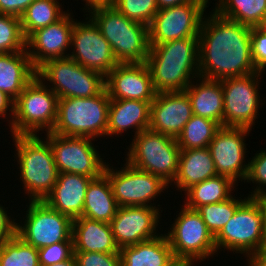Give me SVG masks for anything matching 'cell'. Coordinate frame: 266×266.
Segmentation results:
<instances>
[{
  "label": "cell",
  "instance_id": "39",
  "mask_svg": "<svg viewBox=\"0 0 266 266\" xmlns=\"http://www.w3.org/2000/svg\"><path fill=\"white\" fill-rule=\"evenodd\" d=\"M40 266L66 261L74 255L73 241L57 242L38 249Z\"/></svg>",
  "mask_w": 266,
  "mask_h": 266
},
{
  "label": "cell",
  "instance_id": "16",
  "mask_svg": "<svg viewBox=\"0 0 266 266\" xmlns=\"http://www.w3.org/2000/svg\"><path fill=\"white\" fill-rule=\"evenodd\" d=\"M87 22H74L71 35L73 52L68 57L86 69L94 70L106 77L117 65L110 44L99 27L89 17Z\"/></svg>",
  "mask_w": 266,
  "mask_h": 266
},
{
  "label": "cell",
  "instance_id": "12",
  "mask_svg": "<svg viewBox=\"0 0 266 266\" xmlns=\"http://www.w3.org/2000/svg\"><path fill=\"white\" fill-rule=\"evenodd\" d=\"M45 140L51 147L59 173H74L97 178L104 173L106 162L88 137L64 136L52 132Z\"/></svg>",
  "mask_w": 266,
  "mask_h": 266
},
{
  "label": "cell",
  "instance_id": "37",
  "mask_svg": "<svg viewBox=\"0 0 266 266\" xmlns=\"http://www.w3.org/2000/svg\"><path fill=\"white\" fill-rule=\"evenodd\" d=\"M112 6L128 19L148 27L159 11L156 0H115Z\"/></svg>",
  "mask_w": 266,
  "mask_h": 266
},
{
  "label": "cell",
  "instance_id": "3",
  "mask_svg": "<svg viewBox=\"0 0 266 266\" xmlns=\"http://www.w3.org/2000/svg\"><path fill=\"white\" fill-rule=\"evenodd\" d=\"M88 10V17L110 44L118 64L146 63L150 50L148 26L128 19L112 5Z\"/></svg>",
  "mask_w": 266,
  "mask_h": 266
},
{
  "label": "cell",
  "instance_id": "15",
  "mask_svg": "<svg viewBox=\"0 0 266 266\" xmlns=\"http://www.w3.org/2000/svg\"><path fill=\"white\" fill-rule=\"evenodd\" d=\"M209 0L160 9L149 26V44L199 37L203 15Z\"/></svg>",
  "mask_w": 266,
  "mask_h": 266
},
{
  "label": "cell",
  "instance_id": "31",
  "mask_svg": "<svg viewBox=\"0 0 266 266\" xmlns=\"http://www.w3.org/2000/svg\"><path fill=\"white\" fill-rule=\"evenodd\" d=\"M213 9L218 15L250 27L262 26L266 0H219Z\"/></svg>",
  "mask_w": 266,
  "mask_h": 266
},
{
  "label": "cell",
  "instance_id": "11",
  "mask_svg": "<svg viewBox=\"0 0 266 266\" xmlns=\"http://www.w3.org/2000/svg\"><path fill=\"white\" fill-rule=\"evenodd\" d=\"M24 225L16 223L15 234L24 242L40 249L57 242L73 241L72 219L45 201H30Z\"/></svg>",
  "mask_w": 266,
  "mask_h": 266
},
{
  "label": "cell",
  "instance_id": "42",
  "mask_svg": "<svg viewBox=\"0 0 266 266\" xmlns=\"http://www.w3.org/2000/svg\"><path fill=\"white\" fill-rule=\"evenodd\" d=\"M35 0H0V14L21 18Z\"/></svg>",
  "mask_w": 266,
  "mask_h": 266
},
{
  "label": "cell",
  "instance_id": "36",
  "mask_svg": "<svg viewBox=\"0 0 266 266\" xmlns=\"http://www.w3.org/2000/svg\"><path fill=\"white\" fill-rule=\"evenodd\" d=\"M26 50V39L21 29V19L0 14V54Z\"/></svg>",
  "mask_w": 266,
  "mask_h": 266
},
{
  "label": "cell",
  "instance_id": "6",
  "mask_svg": "<svg viewBox=\"0 0 266 266\" xmlns=\"http://www.w3.org/2000/svg\"><path fill=\"white\" fill-rule=\"evenodd\" d=\"M37 76L14 100V116L9 126L11 136L51 132L57 118L59 97Z\"/></svg>",
  "mask_w": 266,
  "mask_h": 266
},
{
  "label": "cell",
  "instance_id": "38",
  "mask_svg": "<svg viewBox=\"0 0 266 266\" xmlns=\"http://www.w3.org/2000/svg\"><path fill=\"white\" fill-rule=\"evenodd\" d=\"M248 173L245 181L257 184V187L248 197L258 198L266 195V150L256 153L252 160L248 161ZM259 185V186H258ZM262 186V187H261Z\"/></svg>",
  "mask_w": 266,
  "mask_h": 266
},
{
  "label": "cell",
  "instance_id": "45",
  "mask_svg": "<svg viewBox=\"0 0 266 266\" xmlns=\"http://www.w3.org/2000/svg\"><path fill=\"white\" fill-rule=\"evenodd\" d=\"M199 0H156L158 9H163L167 7H173L176 5H181L185 3H197Z\"/></svg>",
  "mask_w": 266,
  "mask_h": 266
},
{
  "label": "cell",
  "instance_id": "2",
  "mask_svg": "<svg viewBox=\"0 0 266 266\" xmlns=\"http://www.w3.org/2000/svg\"><path fill=\"white\" fill-rule=\"evenodd\" d=\"M146 64L156 93L185 91L199 77V37L150 45Z\"/></svg>",
  "mask_w": 266,
  "mask_h": 266
},
{
  "label": "cell",
  "instance_id": "10",
  "mask_svg": "<svg viewBox=\"0 0 266 266\" xmlns=\"http://www.w3.org/2000/svg\"><path fill=\"white\" fill-rule=\"evenodd\" d=\"M37 77L49 81L48 87L59 98H89L105 88V77L86 69L70 57L51 59L37 69Z\"/></svg>",
  "mask_w": 266,
  "mask_h": 266
},
{
  "label": "cell",
  "instance_id": "14",
  "mask_svg": "<svg viewBox=\"0 0 266 266\" xmlns=\"http://www.w3.org/2000/svg\"><path fill=\"white\" fill-rule=\"evenodd\" d=\"M112 167V168H111ZM107 163L104 174L107 176L113 195L119 207L123 206H154L156 196L163 190L168 189L169 185L160 177L132 167L127 162L121 169H113ZM159 194V195H158ZM151 203V204H150Z\"/></svg>",
  "mask_w": 266,
  "mask_h": 266
},
{
  "label": "cell",
  "instance_id": "51",
  "mask_svg": "<svg viewBox=\"0 0 266 266\" xmlns=\"http://www.w3.org/2000/svg\"><path fill=\"white\" fill-rule=\"evenodd\" d=\"M83 1H85V2H86V5H85V6H86V9H85V10H87V0H83Z\"/></svg>",
  "mask_w": 266,
  "mask_h": 266
},
{
  "label": "cell",
  "instance_id": "43",
  "mask_svg": "<svg viewBox=\"0 0 266 266\" xmlns=\"http://www.w3.org/2000/svg\"><path fill=\"white\" fill-rule=\"evenodd\" d=\"M0 205V242L7 240L15 234V219L8 216L7 210Z\"/></svg>",
  "mask_w": 266,
  "mask_h": 266
},
{
  "label": "cell",
  "instance_id": "49",
  "mask_svg": "<svg viewBox=\"0 0 266 266\" xmlns=\"http://www.w3.org/2000/svg\"><path fill=\"white\" fill-rule=\"evenodd\" d=\"M50 266H77V262L73 255L70 259H67L66 261L54 263Z\"/></svg>",
  "mask_w": 266,
  "mask_h": 266
},
{
  "label": "cell",
  "instance_id": "47",
  "mask_svg": "<svg viewBox=\"0 0 266 266\" xmlns=\"http://www.w3.org/2000/svg\"><path fill=\"white\" fill-rule=\"evenodd\" d=\"M264 214V251H266V195L258 197Z\"/></svg>",
  "mask_w": 266,
  "mask_h": 266
},
{
  "label": "cell",
  "instance_id": "23",
  "mask_svg": "<svg viewBox=\"0 0 266 266\" xmlns=\"http://www.w3.org/2000/svg\"><path fill=\"white\" fill-rule=\"evenodd\" d=\"M151 103L142 100L111 99L108 111L107 135H121L134 128V136L149 129Z\"/></svg>",
  "mask_w": 266,
  "mask_h": 266
},
{
  "label": "cell",
  "instance_id": "46",
  "mask_svg": "<svg viewBox=\"0 0 266 266\" xmlns=\"http://www.w3.org/2000/svg\"><path fill=\"white\" fill-rule=\"evenodd\" d=\"M248 266H266V251L260 254L248 257Z\"/></svg>",
  "mask_w": 266,
  "mask_h": 266
},
{
  "label": "cell",
  "instance_id": "1",
  "mask_svg": "<svg viewBox=\"0 0 266 266\" xmlns=\"http://www.w3.org/2000/svg\"><path fill=\"white\" fill-rule=\"evenodd\" d=\"M212 12L204 15L199 31V77L223 80L255 73L251 27Z\"/></svg>",
  "mask_w": 266,
  "mask_h": 266
},
{
  "label": "cell",
  "instance_id": "9",
  "mask_svg": "<svg viewBox=\"0 0 266 266\" xmlns=\"http://www.w3.org/2000/svg\"><path fill=\"white\" fill-rule=\"evenodd\" d=\"M178 217L165 233L175 259L182 266H193L217 252L215 237L208 230L200 214L191 208L180 209ZM202 260V261H201Z\"/></svg>",
  "mask_w": 266,
  "mask_h": 266
},
{
  "label": "cell",
  "instance_id": "22",
  "mask_svg": "<svg viewBox=\"0 0 266 266\" xmlns=\"http://www.w3.org/2000/svg\"><path fill=\"white\" fill-rule=\"evenodd\" d=\"M93 178L74 173H59L45 202L72 220L82 216L87 187Z\"/></svg>",
  "mask_w": 266,
  "mask_h": 266
},
{
  "label": "cell",
  "instance_id": "30",
  "mask_svg": "<svg viewBox=\"0 0 266 266\" xmlns=\"http://www.w3.org/2000/svg\"><path fill=\"white\" fill-rule=\"evenodd\" d=\"M235 182L226 176L217 175L197 183L185 191L186 207L196 210L202 205L223 202L230 198Z\"/></svg>",
  "mask_w": 266,
  "mask_h": 266
},
{
  "label": "cell",
  "instance_id": "13",
  "mask_svg": "<svg viewBox=\"0 0 266 266\" xmlns=\"http://www.w3.org/2000/svg\"><path fill=\"white\" fill-rule=\"evenodd\" d=\"M260 75L262 73L255 72L221 80L224 97L223 127H245L252 130L259 104L264 105L260 103L262 100L258 92Z\"/></svg>",
  "mask_w": 266,
  "mask_h": 266
},
{
  "label": "cell",
  "instance_id": "19",
  "mask_svg": "<svg viewBox=\"0 0 266 266\" xmlns=\"http://www.w3.org/2000/svg\"><path fill=\"white\" fill-rule=\"evenodd\" d=\"M70 14L68 12L57 22L34 31L26 39V50L36 70L48 60L68 57L69 54L65 53L71 46L75 22Z\"/></svg>",
  "mask_w": 266,
  "mask_h": 266
},
{
  "label": "cell",
  "instance_id": "44",
  "mask_svg": "<svg viewBox=\"0 0 266 266\" xmlns=\"http://www.w3.org/2000/svg\"><path fill=\"white\" fill-rule=\"evenodd\" d=\"M11 113L10 116H14V100L10 98L5 92L0 90V117L6 118L7 111Z\"/></svg>",
  "mask_w": 266,
  "mask_h": 266
},
{
  "label": "cell",
  "instance_id": "27",
  "mask_svg": "<svg viewBox=\"0 0 266 266\" xmlns=\"http://www.w3.org/2000/svg\"><path fill=\"white\" fill-rule=\"evenodd\" d=\"M185 92L191 101L193 115L213 120L223 126L224 97L221 80L198 77Z\"/></svg>",
  "mask_w": 266,
  "mask_h": 266
},
{
  "label": "cell",
  "instance_id": "28",
  "mask_svg": "<svg viewBox=\"0 0 266 266\" xmlns=\"http://www.w3.org/2000/svg\"><path fill=\"white\" fill-rule=\"evenodd\" d=\"M217 175L215 163L208 147L181 150L178 173L173 182L182 192Z\"/></svg>",
  "mask_w": 266,
  "mask_h": 266
},
{
  "label": "cell",
  "instance_id": "8",
  "mask_svg": "<svg viewBox=\"0 0 266 266\" xmlns=\"http://www.w3.org/2000/svg\"><path fill=\"white\" fill-rule=\"evenodd\" d=\"M216 250L229 249L247 258L264 251V214L258 198L247 197L215 236Z\"/></svg>",
  "mask_w": 266,
  "mask_h": 266
},
{
  "label": "cell",
  "instance_id": "20",
  "mask_svg": "<svg viewBox=\"0 0 266 266\" xmlns=\"http://www.w3.org/2000/svg\"><path fill=\"white\" fill-rule=\"evenodd\" d=\"M105 88L110 99L152 102L157 94L146 63L118 64L105 77Z\"/></svg>",
  "mask_w": 266,
  "mask_h": 266
},
{
  "label": "cell",
  "instance_id": "4",
  "mask_svg": "<svg viewBox=\"0 0 266 266\" xmlns=\"http://www.w3.org/2000/svg\"><path fill=\"white\" fill-rule=\"evenodd\" d=\"M13 141L25 194L30 201H44L59 174L49 142L37 135H15Z\"/></svg>",
  "mask_w": 266,
  "mask_h": 266
},
{
  "label": "cell",
  "instance_id": "50",
  "mask_svg": "<svg viewBox=\"0 0 266 266\" xmlns=\"http://www.w3.org/2000/svg\"><path fill=\"white\" fill-rule=\"evenodd\" d=\"M261 27H263L266 30V19Z\"/></svg>",
  "mask_w": 266,
  "mask_h": 266
},
{
  "label": "cell",
  "instance_id": "7",
  "mask_svg": "<svg viewBox=\"0 0 266 266\" xmlns=\"http://www.w3.org/2000/svg\"><path fill=\"white\" fill-rule=\"evenodd\" d=\"M132 140L127 152L128 158H125L127 163L173 185L181 153L176 138L146 129Z\"/></svg>",
  "mask_w": 266,
  "mask_h": 266
},
{
  "label": "cell",
  "instance_id": "48",
  "mask_svg": "<svg viewBox=\"0 0 266 266\" xmlns=\"http://www.w3.org/2000/svg\"><path fill=\"white\" fill-rule=\"evenodd\" d=\"M115 0H87V11L91 7L100 5H112Z\"/></svg>",
  "mask_w": 266,
  "mask_h": 266
},
{
  "label": "cell",
  "instance_id": "40",
  "mask_svg": "<svg viewBox=\"0 0 266 266\" xmlns=\"http://www.w3.org/2000/svg\"><path fill=\"white\" fill-rule=\"evenodd\" d=\"M77 266H122L120 253L74 251Z\"/></svg>",
  "mask_w": 266,
  "mask_h": 266
},
{
  "label": "cell",
  "instance_id": "32",
  "mask_svg": "<svg viewBox=\"0 0 266 266\" xmlns=\"http://www.w3.org/2000/svg\"><path fill=\"white\" fill-rule=\"evenodd\" d=\"M61 6L57 0H35L29 5L20 18L25 39L34 31L60 20L67 13Z\"/></svg>",
  "mask_w": 266,
  "mask_h": 266
},
{
  "label": "cell",
  "instance_id": "29",
  "mask_svg": "<svg viewBox=\"0 0 266 266\" xmlns=\"http://www.w3.org/2000/svg\"><path fill=\"white\" fill-rule=\"evenodd\" d=\"M118 208L107 176L103 173L101 176L92 179L86 190L82 216L110 223Z\"/></svg>",
  "mask_w": 266,
  "mask_h": 266
},
{
  "label": "cell",
  "instance_id": "25",
  "mask_svg": "<svg viewBox=\"0 0 266 266\" xmlns=\"http://www.w3.org/2000/svg\"><path fill=\"white\" fill-rule=\"evenodd\" d=\"M122 266H182L174 257L165 234L119 250Z\"/></svg>",
  "mask_w": 266,
  "mask_h": 266
},
{
  "label": "cell",
  "instance_id": "35",
  "mask_svg": "<svg viewBox=\"0 0 266 266\" xmlns=\"http://www.w3.org/2000/svg\"><path fill=\"white\" fill-rule=\"evenodd\" d=\"M234 198L231 196L223 202L202 205L196 209L214 237L235 214L237 208L247 199L246 197L244 200L241 197H239L240 199Z\"/></svg>",
  "mask_w": 266,
  "mask_h": 266
},
{
  "label": "cell",
  "instance_id": "34",
  "mask_svg": "<svg viewBox=\"0 0 266 266\" xmlns=\"http://www.w3.org/2000/svg\"><path fill=\"white\" fill-rule=\"evenodd\" d=\"M0 266H40L38 249L14 234L0 242Z\"/></svg>",
  "mask_w": 266,
  "mask_h": 266
},
{
  "label": "cell",
  "instance_id": "5",
  "mask_svg": "<svg viewBox=\"0 0 266 266\" xmlns=\"http://www.w3.org/2000/svg\"><path fill=\"white\" fill-rule=\"evenodd\" d=\"M110 98L106 88L89 98H59L57 118L52 133L64 136H107Z\"/></svg>",
  "mask_w": 266,
  "mask_h": 266
},
{
  "label": "cell",
  "instance_id": "18",
  "mask_svg": "<svg viewBox=\"0 0 266 266\" xmlns=\"http://www.w3.org/2000/svg\"><path fill=\"white\" fill-rule=\"evenodd\" d=\"M159 211L158 207L150 206L119 207L109 223L119 249L158 237Z\"/></svg>",
  "mask_w": 266,
  "mask_h": 266
},
{
  "label": "cell",
  "instance_id": "17",
  "mask_svg": "<svg viewBox=\"0 0 266 266\" xmlns=\"http://www.w3.org/2000/svg\"><path fill=\"white\" fill-rule=\"evenodd\" d=\"M251 129L245 127H221L208 145L217 174L233 182L245 183L248 165L245 163V137Z\"/></svg>",
  "mask_w": 266,
  "mask_h": 266
},
{
  "label": "cell",
  "instance_id": "41",
  "mask_svg": "<svg viewBox=\"0 0 266 266\" xmlns=\"http://www.w3.org/2000/svg\"><path fill=\"white\" fill-rule=\"evenodd\" d=\"M251 47L256 72L262 73L266 68V30L263 27H251Z\"/></svg>",
  "mask_w": 266,
  "mask_h": 266
},
{
  "label": "cell",
  "instance_id": "33",
  "mask_svg": "<svg viewBox=\"0 0 266 266\" xmlns=\"http://www.w3.org/2000/svg\"><path fill=\"white\" fill-rule=\"evenodd\" d=\"M221 127L213 120L193 115L176 141L181 150L206 148Z\"/></svg>",
  "mask_w": 266,
  "mask_h": 266
},
{
  "label": "cell",
  "instance_id": "26",
  "mask_svg": "<svg viewBox=\"0 0 266 266\" xmlns=\"http://www.w3.org/2000/svg\"><path fill=\"white\" fill-rule=\"evenodd\" d=\"M37 76L27 50L0 54V90L15 100Z\"/></svg>",
  "mask_w": 266,
  "mask_h": 266
},
{
  "label": "cell",
  "instance_id": "24",
  "mask_svg": "<svg viewBox=\"0 0 266 266\" xmlns=\"http://www.w3.org/2000/svg\"><path fill=\"white\" fill-rule=\"evenodd\" d=\"M74 251L119 253L109 223L78 217L72 221Z\"/></svg>",
  "mask_w": 266,
  "mask_h": 266
},
{
  "label": "cell",
  "instance_id": "21",
  "mask_svg": "<svg viewBox=\"0 0 266 266\" xmlns=\"http://www.w3.org/2000/svg\"><path fill=\"white\" fill-rule=\"evenodd\" d=\"M192 116L191 101L185 91L157 93L151 103L149 129L177 138Z\"/></svg>",
  "mask_w": 266,
  "mask_h": 266
}]
</instances>
